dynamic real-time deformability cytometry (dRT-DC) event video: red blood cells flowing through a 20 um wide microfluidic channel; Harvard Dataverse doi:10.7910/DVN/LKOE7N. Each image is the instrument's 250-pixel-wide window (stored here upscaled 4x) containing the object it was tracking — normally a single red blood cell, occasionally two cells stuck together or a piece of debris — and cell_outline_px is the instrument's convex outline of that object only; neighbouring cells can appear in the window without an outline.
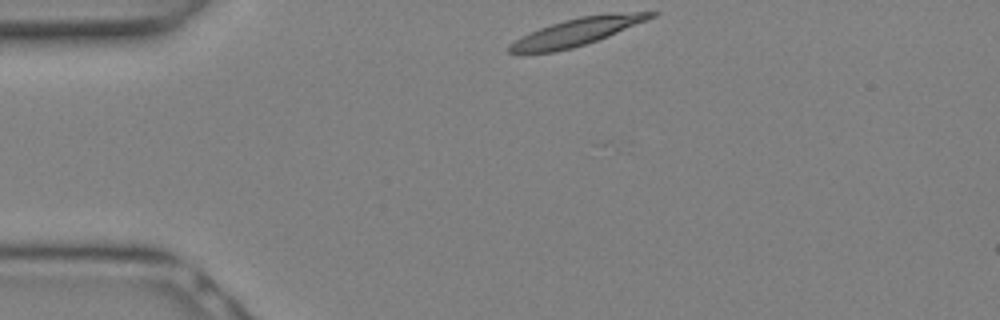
{"species": "Egyptian fruit bat (a non-hibernating species)", "species_latin": "Rousettus aegyptiacus", "temperature_condition": "warm", "stored_images_in_passage": 23, "camera_frame_rate_fps": 3000, "um_per_image_px": 0.085, "animal": {"sex": "female"}, "frame": {"image": 1, "passage_image": 1, "time_ms": 0.0, "image_size_px": [1000, 320], "cell_outline_px": [[660, 12], [656, 16], [648, 20], [608, 36], [572, 48], [556, 52], [508, 52], [508, 44], [540, 28], [564, 20], [580, 16], [608, 12]], "centroid_in_image_um": [49.12, 2.68], "position_along_channel_um": 35.9, "area_um2": 22.37}}